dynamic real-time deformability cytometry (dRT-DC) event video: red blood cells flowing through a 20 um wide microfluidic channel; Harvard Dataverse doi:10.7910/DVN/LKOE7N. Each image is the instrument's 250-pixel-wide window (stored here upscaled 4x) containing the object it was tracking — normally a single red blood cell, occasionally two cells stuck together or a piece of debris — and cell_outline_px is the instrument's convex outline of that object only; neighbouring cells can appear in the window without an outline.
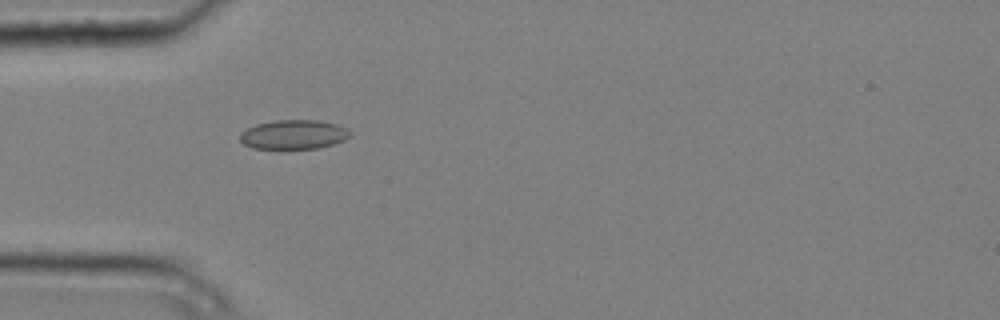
{"species": "common noctule bat (a hibernating species)", "species_latin": "Nyctalus noctula", "temperature_condition": "cold", "stored_images_in_passage": 2, "camera_frame_rate_fps": 3000, "um_per_image_px": 0.085, "animal": {"sex": "male", "body_mass_g": 20.4}, "frame": {"image": 1, "passage_image": 1, "time_ms": 0.0, "image_size_px": [1000, 320], "cell_outline_px": [[352, 132], [344, 140], [332, 144], [316, 148], [280, 152], [252, 148], [244, 144], [240, 140], [240, 132], [256, 124], [276, 120], [316, 120], [336, 124], [348, 128]], "centroid_in_image_um": [24.91, 11.48], "position_along_channel_um": 60.1, "area_um2": 19.54}}
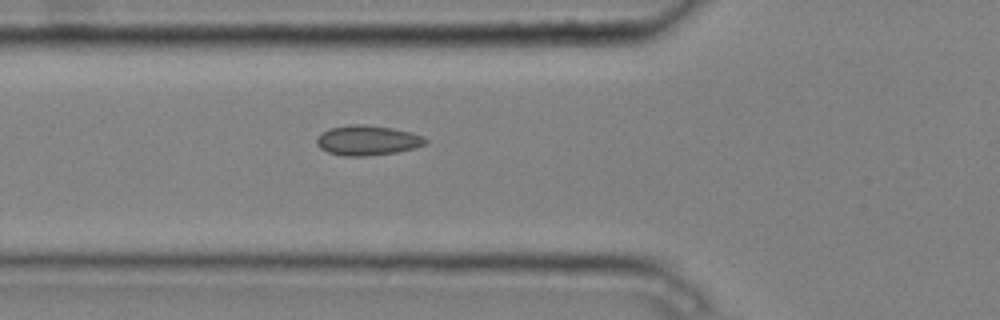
{"frame": {"image": 2, "passage_image": 2, "time_ms": 0.333, "image_size_px": [1000, 320], "cell_outline_px": [[428, 140], [424, 144], [416, 148], [396, 152], [364, 156], [344, 156], [328, 152], [320, 148], [316, 144], [316, 140], [320, 132], [332, 128], [348, 124], [360, 124], [392, 128], [412, 132], [424, 136]], "centroid_in_image_um": [31.23, 11.93], "position_along_channel_um": 94.6, "area_um2": 19.02}}